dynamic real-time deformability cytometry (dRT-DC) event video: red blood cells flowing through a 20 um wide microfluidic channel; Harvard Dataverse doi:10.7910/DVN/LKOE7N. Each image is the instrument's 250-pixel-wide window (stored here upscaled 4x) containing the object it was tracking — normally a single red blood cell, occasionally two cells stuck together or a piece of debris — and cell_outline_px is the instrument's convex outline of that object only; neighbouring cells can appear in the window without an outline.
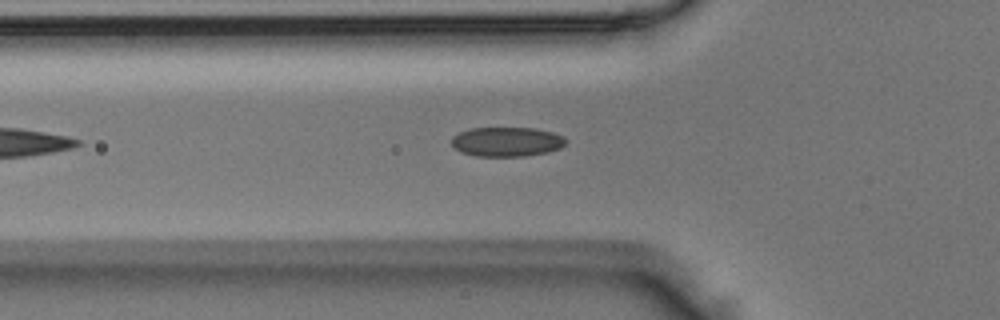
{"species": "Egyptian fruit bat (a non-hibernating species)", "species_latin": "Rousettus aegyptiacus", "temperature_condition": "room temperature", "stored_images_in_passage": 32, "camera_frame_rate_fps": 3000, "um_per_image_px": 0.085, "animal": {"sex": "male"}, "frame": {"image": 1, "passage_image": 3, "time_ms": 0.667, "image_size_px": [1000, 320], "cell_outline_px": [[568, 140], [560, 148], [548, 152], [524, 156], [476, 156], [460, 152], [452, 144], [452, 136], [468, 128], [536, 128], [552, 132], [564, 136]], "centroid_in_image_um": [43.08, 12.04], "position_along_channel_um": 82.7, "area_um2": 19.71}}
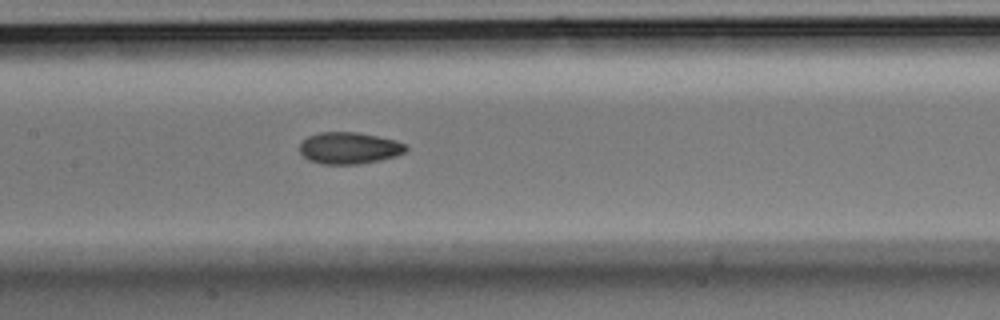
{"frame": {"image": 2, "passage_image": 10, "time_ms": 3.0, "image_size_px": [1000, 320], "cell_outline_px": [[408, 148], [404, 152], [396, 156], [380, 160], [356, 164], [320, 164], [308, 160], [300, 152], [300, 144], [308, 136], [320, 132], [356, 132], [396, 140], [404, 144]], "centroid_in_image_um": [29.66, 12.59], "position_along_channel_um": 177.7, "area_um2": 19.54}}
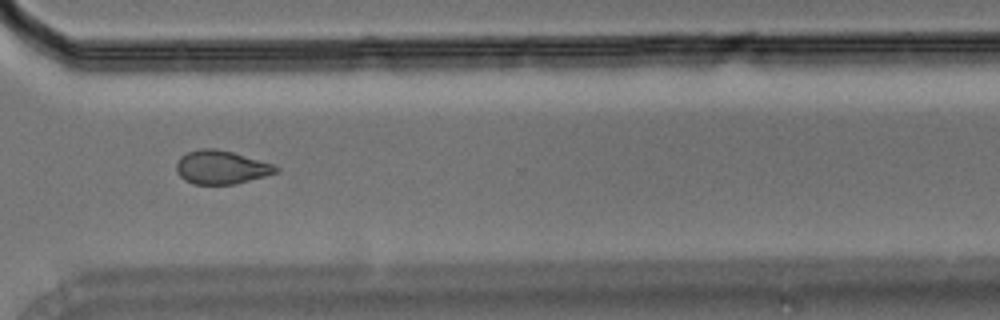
{"frame": {"image": 3, "passage_image": 23, "time_ms": 7.333, "image_size_px": [1000, 320], "cell_outline_px": [[280, 168], [276, 172], [264, 176], [232, 184], [192, 184], [184, 180], [176, 172], [176, 164], [180, 156], [188, 152], [200, 148], [216, 148], [232, 152], [272, 164]], "centroid_in_image_um": [18.74, 14.21], "position_along_channel_um": 351.9, "area_um2": 19.25}}